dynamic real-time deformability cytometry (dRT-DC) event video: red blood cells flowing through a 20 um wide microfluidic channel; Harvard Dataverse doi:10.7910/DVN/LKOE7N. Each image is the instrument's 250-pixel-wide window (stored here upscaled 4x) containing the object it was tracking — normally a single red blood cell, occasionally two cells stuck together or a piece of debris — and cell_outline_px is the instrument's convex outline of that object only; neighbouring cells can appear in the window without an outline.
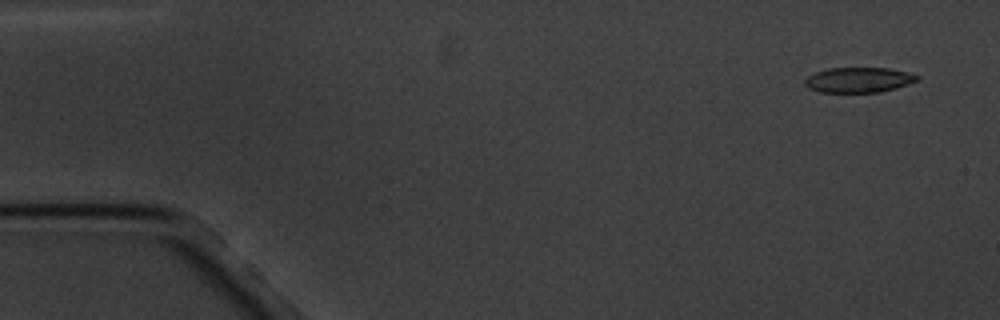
{"species": "common noctule bat (a hibernating species)", "species_latin": "Nyctalus noctula", "temperature_condition": "cold", "stored_images_in_passage": 6, "camera_frame_rate_fps": 3000, "um_per_image_px": 0.085, "animal": {"sex": "male", "body_mass_g": 20.1, "forearm_length_mm": 53.5}, "frame": {"image": 1, "passage_image": 1, "time_ms": 0.0, "image_size_px": [1000, 320], "cell_outline_px": [[920, 76], [916, 80], [908, 84], [896, 88], [880, 92], [820, 92], [808, 88], [804, 84], [804, 80], [808, 76], [816, 72], [828, 68], [888, 68], [908, 72]], "centroid_in_image_um": [72.97, 6.79], "position_along_channel_um": 12.0, "area_um2": 16.42}}
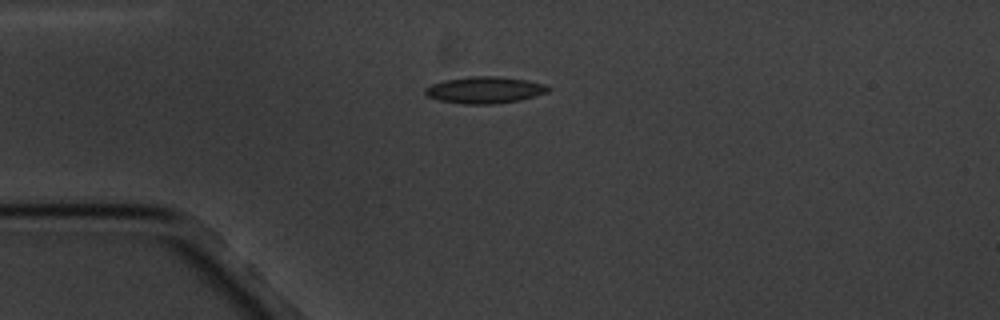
{"frame": {"image": 2, "passage_image": 4, "time_ms": 3.667, "image_size_px": [1000, 320], "cell_outline_px": [[552, 88], [548, 92], [536, 96], [520, 100], [492, 104], [464, 104], [440, 100], [428, 96], [424, 92], [424, 88], [432, 84], [444, 80], [468, 76], [500, 76], [528, 80], [548, 84]], "centroid_in_image_um": [41.26, 7.63], "position_along_channel_um": 43.7, "area_um2": 19.36}}
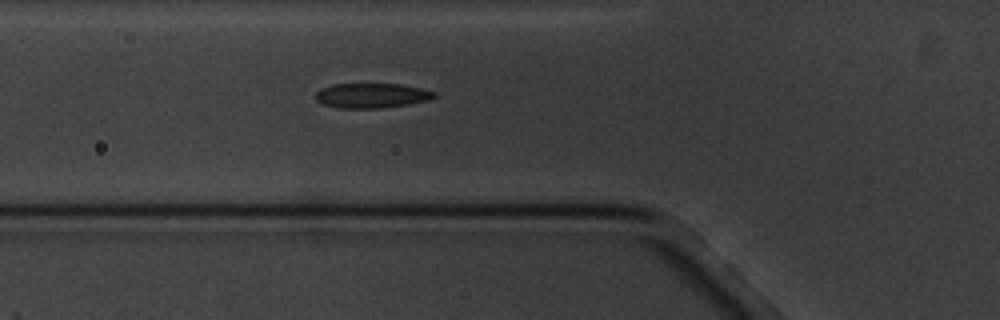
{"frame": {"image": 3, "passage_image": 6, "time_ms": 5.667, "image_size_px": [1000, 320], "cell_outline_px": [[436, 96], [428, 100], [408, 104], [380, 108], [340, 108], [324, 104], [316, 100], [316, 92], [320, 88], [332, 84], [400, 84], [420, 88], [436, 92]], "centroid_in_image_um": [31.58, 8.12], "position_along_channel_um": 94.2, "area_um2": 17.05}}